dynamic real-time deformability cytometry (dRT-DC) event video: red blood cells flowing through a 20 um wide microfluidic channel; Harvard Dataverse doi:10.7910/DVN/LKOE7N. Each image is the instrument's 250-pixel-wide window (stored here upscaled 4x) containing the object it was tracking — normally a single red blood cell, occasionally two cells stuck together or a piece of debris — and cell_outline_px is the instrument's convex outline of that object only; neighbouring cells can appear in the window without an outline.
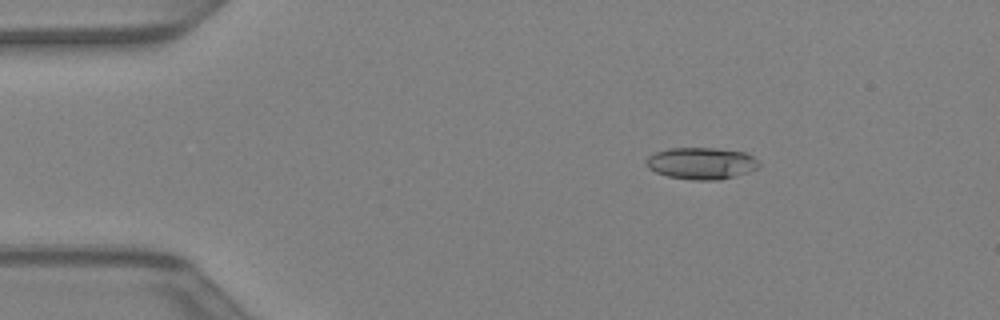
{"species": "Egyptian fruit bat (a non-hibernating species)", "species_latin": "Rousettus aegyptiacus", "temperature_condition": "warm", "stored_images_in_passage": 37, "camera_frame_rate_fps": 3000, "um_per_image_px": 0.085, "animal": {"sex": "female"}, "frame": {"image": 1, "passage_image": 1, "time_ms": 0.0, "image_size_px": [1000, 320], "cell_outline_px": [[760, 164], [756, 168], [748, 172], [720, 180], [692, 180], [668, 176], [656, 172], [648, 168], [644, 160], [648, 156], [656, 152], [668, 148], [712, 148], [744, 152], [752, 156]], "centroid_in_image_um": [59.57, 13.88], "position_along_channel_um": 25.4, "area_um2": 20.81}}
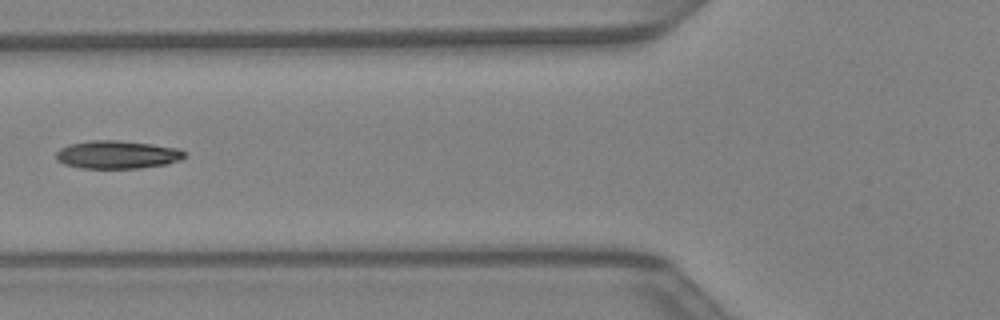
{"frame": {"image": 2, "passage_image": 11, "time_ms": 3.333, "image_size_px": [1000, 320], "cell_outline_px": [[184, 156], [180, 160], [168, 164], [140, 168], [80, 168], [64, 164], [56, 156], [56, 152], [60, 148], [72, 144], [88, 140], [116, 140], [152, 144], [176, 148], [184, 152]], "centroid_in_image_um": [9.96, 13.15], "position_along_channel_um": 115.8, "area_um2": 20.81}}
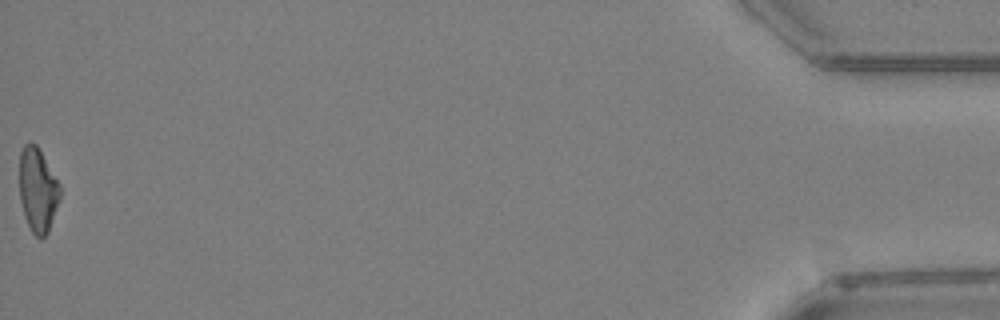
{"frame": {"image": 3, "passage_image": 37, "time_ms": 12.0, "image_size_px": [1000, 320], "cell_outline_px": [[60, 200], [48, 232], [40, 240], [32, 232], [24, 216], [20, 200], [20, 152], [24, 144], [36, 144], [60, 184]], "centroid_in_image_um": [3.22, 16.18], "position_along_channel_um": 432.0, "area_um2": 19.77}}